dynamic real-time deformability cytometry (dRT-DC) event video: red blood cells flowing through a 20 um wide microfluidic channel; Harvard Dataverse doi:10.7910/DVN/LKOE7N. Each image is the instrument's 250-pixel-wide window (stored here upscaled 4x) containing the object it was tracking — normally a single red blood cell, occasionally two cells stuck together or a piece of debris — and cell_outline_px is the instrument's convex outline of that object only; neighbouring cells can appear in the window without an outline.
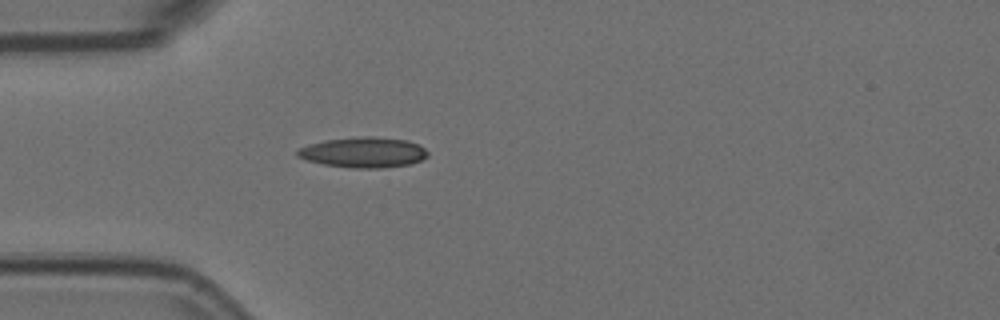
{"species": "Egyptian fruit bat (a non-hibernating species)", "species_latin": "Rousettus aegyptiacus", "temperature_condition": "room temperature", "stored_images_in_passage": 2, "camera_frame_rate_fps": 3000, "um_per_image_px": 0.085, "animal": {"sex": "female"}, "frame": {"image": 1, "passage_image": 1, "time_ms": 0.0, "image_size_px": [1000, 320], "cell_outline_px": [[428, 156], [420, 160], [408, 164], [380, 168], [356, 168], [324, 164], [308, 160], [296, 156], [296, 152], [300, 148], [308, 144], [324, 140], [360, 136], [372, 136], [408, 140], [424, 148], [428, 152]], "centroid_in_image_um": [30.88, 12.94], "position_along_channel_um": 54.1, "area_um2": 22.95}}